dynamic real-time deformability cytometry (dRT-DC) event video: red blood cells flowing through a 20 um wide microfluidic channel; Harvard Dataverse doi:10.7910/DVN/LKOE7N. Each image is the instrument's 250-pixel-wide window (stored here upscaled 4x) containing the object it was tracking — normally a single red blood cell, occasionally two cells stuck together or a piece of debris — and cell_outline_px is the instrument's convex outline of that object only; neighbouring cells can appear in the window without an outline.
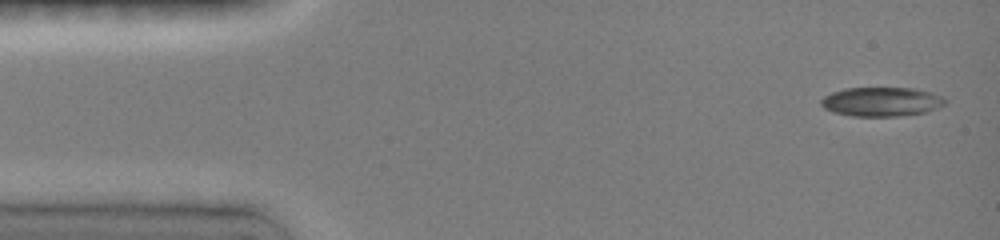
{"species": "common noctule bat (a hibernating species)", "species_latin": "Nyctalus noctula", "temperature_condition": "room temperature", "stored_images_in_passage": 23, "camera_frame_rate_fps": 3000, "um_per_image_px": 0.085, "animal": {"sex": "female", "body_mass_g": 19.0, "forearm_length_mm": 51.5}, "frame": {"image": 1, "passage_image": 1, "time_ms": 0.0, "image_size_px": [1000, 240], "cell_outline_px": [[944, 104], [928, 112], [900, 116], [852, 116], [832, 112], [824, 108], [820, 104], [820, 100], [824, 96], [832, 92], [844, 88], [912, 88], [932, 92], [940, 96], [944, 100]], "centroid_in_image_um": [74.88, 8.65], "position_along_channel_um": 10.1, "area_um2": 21.1}}
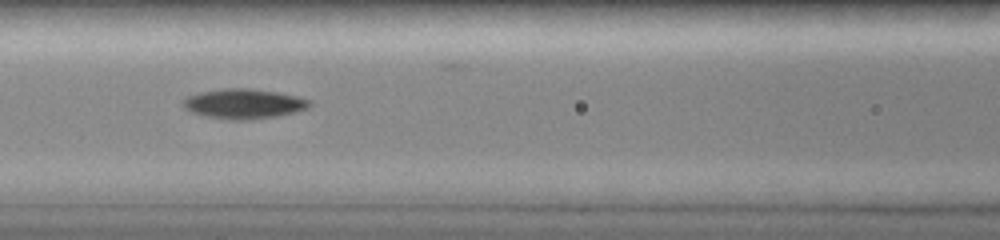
{"frame": {"image": 2, "passage_image": 9, "time_ms": 2.667, "image_size_px": [1000, 240], "cell_outline_px": [[312, 104], [308, 108], [296, 112], [276, 116], [252, 120], [228, 120], [204, 116], [192, 112], [184, 108], [180, 104], [188, 96], [200, 92], [232, 88], [244, 88], [276, 92], [296, 96], [308, 100]], "centroid_in_image_um": [20.7, 8.84], "position_along_channel_um": 145.9, "area_um2": 21.91}}
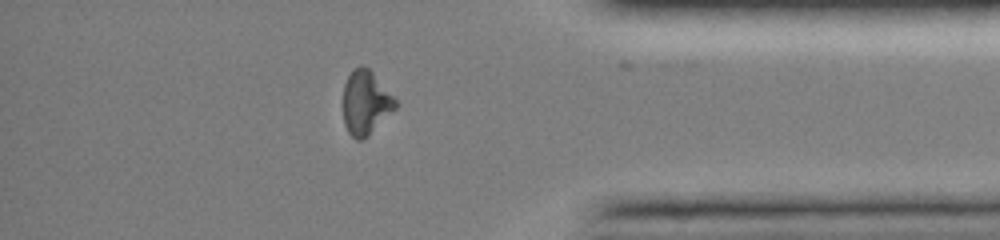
{"frame": {"image": 3, "passage_image": 19, "time_ms": 6.0, "image_size_px": [1000, 240], "cell_outline_px": [[400, 104], [364, 140], [356, 140], [348, 132], [344, 124], [344, 84], [348, 76], [360, 64], [364, 64], [372, 72]], "centroid_in_image_um": [31.09, 8.74], "position_along_channel_um": 404.1, "area_um2": 19.42}}